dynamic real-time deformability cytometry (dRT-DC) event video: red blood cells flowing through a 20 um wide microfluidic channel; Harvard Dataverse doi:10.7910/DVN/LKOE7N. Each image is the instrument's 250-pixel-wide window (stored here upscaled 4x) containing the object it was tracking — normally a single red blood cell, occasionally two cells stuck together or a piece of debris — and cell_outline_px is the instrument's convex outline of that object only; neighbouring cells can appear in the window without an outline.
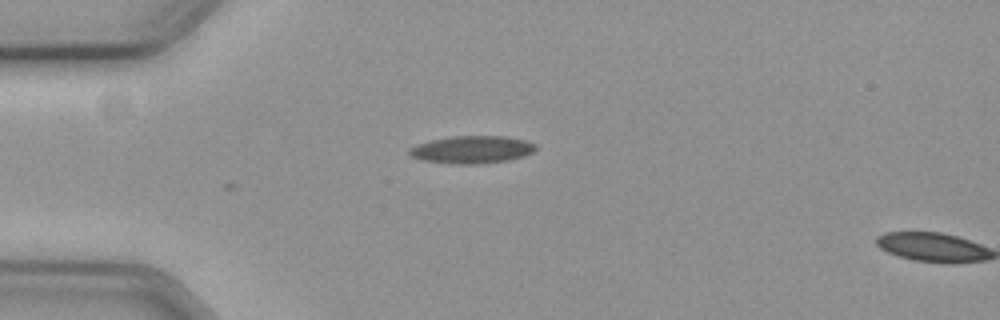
{"species": "common noctule bat (a hibernating species)", "species_latin": "Nyctalus noctula", "temperature_condition": "cold", "stored_images_in_passage": 2, "camera_frame_rate_fps": 3000, "um_per_image_px": 0.085, "animal": {"sex": "female", "body_mass_g": 19.3, "forearm_length_mm": 54.1}, "frame": {"image": 1, "passage_image": 1, "time_ms": 0.0, "image_size_px": [1000, 320], "cell_outline_px": [[536, 148], [532, 152], [524, 156], [508, 160], [476, 164], [452, 164], [420, 160], [412, 156], [408, 152], [408, 148], [432, 140], [452, 136], [504, 136], [524, 140], [536, 144]], "centroid_in_image_um": [40.11, 12.72], "position_along_channel_um": 44.9, "area_um2": 20.17}}